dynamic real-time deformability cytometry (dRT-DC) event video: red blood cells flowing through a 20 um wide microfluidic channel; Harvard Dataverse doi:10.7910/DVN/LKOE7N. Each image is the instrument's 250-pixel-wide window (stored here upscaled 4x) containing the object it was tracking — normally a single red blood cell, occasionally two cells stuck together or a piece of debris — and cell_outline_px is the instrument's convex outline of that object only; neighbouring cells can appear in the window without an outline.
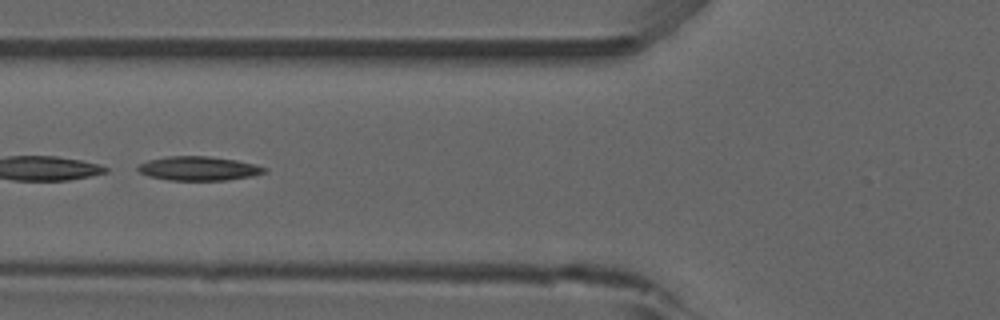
{"species": "common noctule bat (a hibernating species)", "species_latin": "Nyctalus noctula", "temperature_condition": "room temperature", "stored_images_in_passage": 8, "camera_frame_rate_fps": 3000, "um_per_image_px": 0.085, "animal": {"sex": "male", "forearm_length_mm": 52.5}, "frame": {"image": 1, "passage_image": 5, "time_ms": 5.667, "image_size_px": [1000, 320], "cell_outline_px": [[268, 168], [264, 172], [252, 176], [228, 180], [168, 180], [148, 176], [140, 172], [136, 168], [140, 164], [148, 160], [164, 156], [208, 156], [236, 160], [256, 164]], "centroid_in_image_um": [16.88, 14.31], "position_along_channel_um": 108.9, "area_um2": 17.8}}